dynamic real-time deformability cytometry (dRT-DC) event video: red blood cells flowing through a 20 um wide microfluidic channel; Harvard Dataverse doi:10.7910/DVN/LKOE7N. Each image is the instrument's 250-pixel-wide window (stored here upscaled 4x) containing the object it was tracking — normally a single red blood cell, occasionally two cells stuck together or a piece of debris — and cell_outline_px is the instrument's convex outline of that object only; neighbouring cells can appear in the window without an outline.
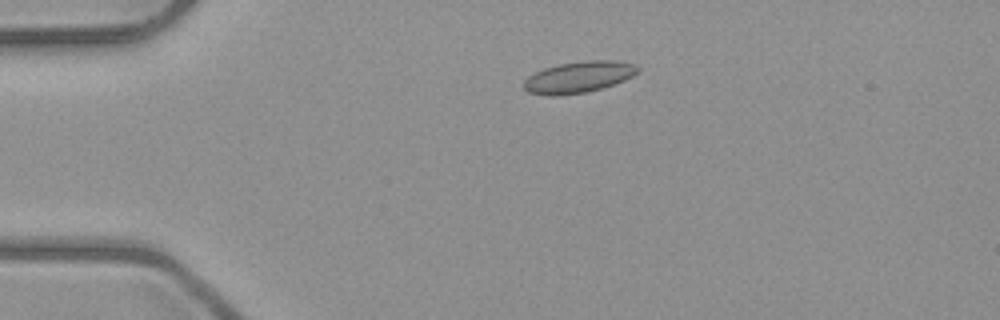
{"species": "common noctule bat (a hibernating species)", "species_latin": "Nyctalus noctula", "temperature_condition": "room temperature", "stored_images_in_passage": 4, "camera_frame_rate_fps": 3000, "um_per_image_px": 0.085, "animal": {"sex": "male", "body_mass_g": 23.1, "forearm_length_mm": 52.7}, "frame": {"image": 1, "passage_image": 3, "time_ms": 2.333, "image_size_px": [1000, 320], "cell_outline_px": [[640, 72], [624, 80], [588, 92], [560, 96], [548, 96], [528, 92], [524, 88], [524, 80], [528, 76], [544, 68], [560, 64], [588, 60], [616, 60], [636, 64], [640, 68]], "centroid_in_image_um": [49.2, 6.55], "position_along_channel_um": 35.8, "area_um2": 20.92}}